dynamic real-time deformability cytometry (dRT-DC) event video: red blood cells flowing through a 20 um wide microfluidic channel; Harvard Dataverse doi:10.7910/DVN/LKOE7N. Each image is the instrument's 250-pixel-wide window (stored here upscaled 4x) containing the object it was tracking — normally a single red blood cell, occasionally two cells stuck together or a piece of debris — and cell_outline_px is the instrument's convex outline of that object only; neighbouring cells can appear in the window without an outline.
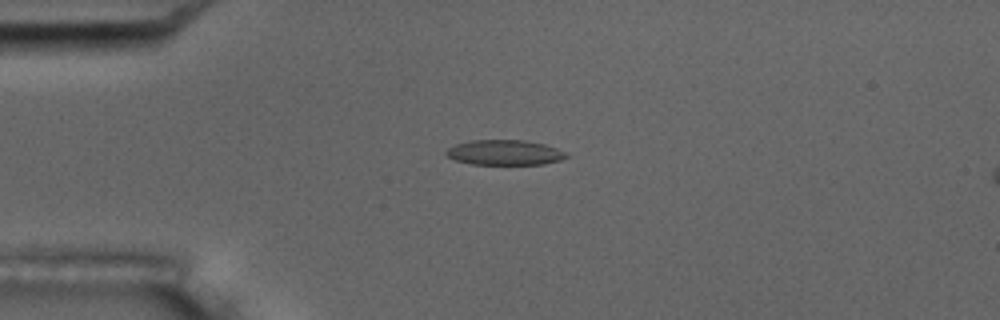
{"species": "common noctule bat (a hibernating species)", "species_latin": "Nyctalus noctula", "temperature_condition": "room temperature", "stored_images_in_passage": 3, "camera_frame_rate_fps": 3000, "um_per_image_px": 0.085, "animal": {"sex": "male", "body_mass_g": 17.5, "forearm_length_mm": 52.3}, "frame": {"image": 1, "passage_image": 3, "time_ms": 2.333, "image_size_px": [1000, 320], "cell_outline_px": [[568, 156], [560, 160], [544, 164], [472, 164], [456, 160], [448, 156], [444, 152], [448, 148], [456, 144], [468, 140], [524, 140], [544, 144], [556, 148], [564, 152]], "centroid_in_image_um": [42.87, 12.96], "position_along_channel_um": 42.1, "area_um2": 17.46}}